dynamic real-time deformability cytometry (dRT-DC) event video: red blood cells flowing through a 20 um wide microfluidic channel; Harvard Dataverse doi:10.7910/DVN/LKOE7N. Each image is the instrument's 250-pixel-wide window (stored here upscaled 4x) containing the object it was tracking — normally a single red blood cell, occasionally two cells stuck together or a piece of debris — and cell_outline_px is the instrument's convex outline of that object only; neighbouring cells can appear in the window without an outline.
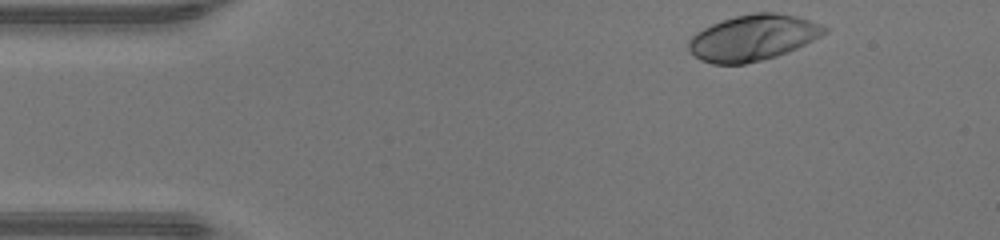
{"species": "human", "species_latin": "Homo sapiens", "temperature_condition": "warm", "stored_images_in_passage": 36, "camera_frame_rate_fps": 3000, "um_per_image_px": 0.085, "donor": {"sex": "male"}, "frame": {"image": 1, "passage_image": 1, "time_ms": 0.0, "image_size_px": [1000, 240], "cell_outline_px": [[828, 32], [788, 52], [776, 56], [744, 64], [712, 64], [700, 60], [688, 52], [688, 40], [696, 32], [712, 24], [736, 16], [752, 12], [772, 12], [796, 16], [820, 24], [828, 28]], "centroid_in_image_um": [63.96, 3.21], "position_along_channel_um": 21.0, "area_um2": 36.18}}
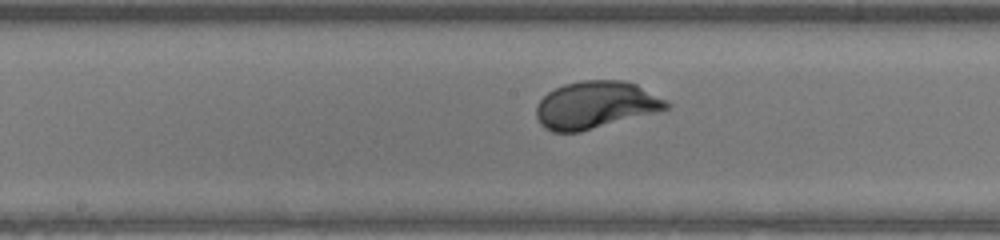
{"frame": {"image": 2, "passage_image": 19, "time_ms": 6.0, "image_size_px": [1000, 240], "cell_outline_px": [[672, 104], [668, 108], [656, 112], [580, 132], [552, 132], [544, 128], [540, 124], [536, 116], [536, 104], [548, 92], [564, 84], [580, 80], [624, 80], [636, 84]], "centroid_in_image_um": [50.59, 8.92], "position_along_channel_um": 197.6, "area_um2": 35.78}}
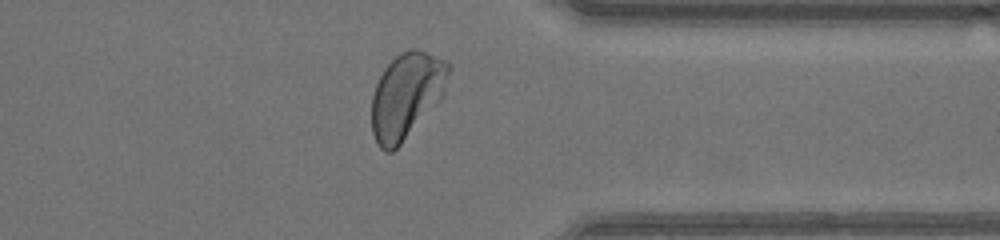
{"frame": {"image": 3, "passage_image": 32, "time_ms": 10.333, "image_size_px": [1000, 240], "cell_outline_px": [[452, 68], [444, 96], [400, 144], [392, 152], [384, 152], [380, 148], [372, 132], [372, 96], [376, 84], [384, 68], [400, 52], [412, 48], [416, 48], [444, 60], [452, 64]], "centroid_in_image_um": [34.58, 8.09], "position_along_channel_um": 376.8, "area_um2": 38.49}, "authors_computed_cell_mechanics": {"area_um2": 35.7204, "velocity_mm_per_s": 4.3192, "shape_relaxation_time_tau1_ms": 1.3368, "shape_relaxation_time_tau2_ms": null, "deformation_change_tau1": 0.1504, "deformation_change_tau2": null}}